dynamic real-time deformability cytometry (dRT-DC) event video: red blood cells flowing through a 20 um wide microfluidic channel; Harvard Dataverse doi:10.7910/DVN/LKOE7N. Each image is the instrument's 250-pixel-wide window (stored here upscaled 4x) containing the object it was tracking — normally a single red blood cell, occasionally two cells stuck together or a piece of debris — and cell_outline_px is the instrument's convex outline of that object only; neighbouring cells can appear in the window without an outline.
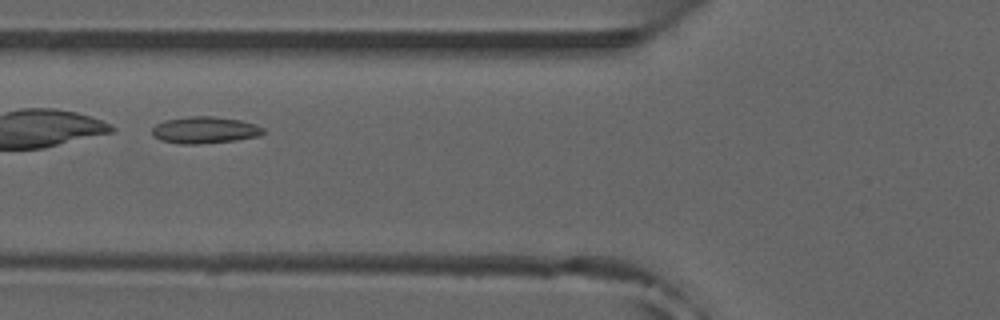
{"species": "common noctule bat (a hibernating species)", "species_latin": "Nyctalus noctula", "temperature_condition": "room temperature", "stored_images_in_passage": 19, "camera_frame_rate_fps": 3000, "um_per_image_px": 0.085, "animal": {"sex": "male", "forearm_length_mm": 52.5}, "frame": {"image": 1, "passage_image": 6, "time_ms": 1.667, "image_size_px": [1000, 320], "cell_outline_px": [[264, 132], [260, 136], [236, 140], [200, 144], [180, 144], [160, 140], [152, 136], [152, 128], [156, 124], [164, 120], [188, 116], [212, 116], [240, 120], [256, 124], [264, 128]], "centroid_in_image_um": [17.39, 11.05], "position_along_channel_um": 108.4, "area_um2": 17.51}}